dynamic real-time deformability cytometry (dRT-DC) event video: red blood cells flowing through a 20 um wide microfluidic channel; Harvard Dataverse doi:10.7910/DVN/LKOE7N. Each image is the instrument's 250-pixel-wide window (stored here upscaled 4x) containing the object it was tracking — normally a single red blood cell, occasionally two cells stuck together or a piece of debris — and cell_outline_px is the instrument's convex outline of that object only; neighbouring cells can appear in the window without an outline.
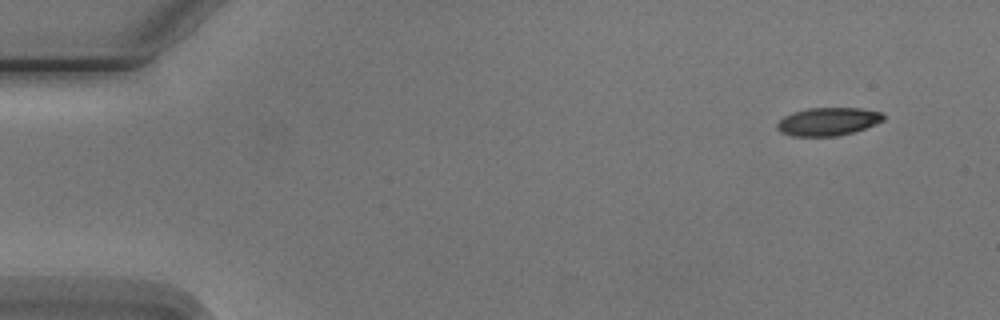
{"species": "Egyptian fruit bat (a non-hibernating species)", "species_latin": "Rousettus aegyptiacus", "temperature_condition": "cold", "stored_images_in_passage": 3, "camera_frame_rate_fps": 3000, "um_per_image_px": 0.085, "animal": {"sex": "male"}, "frame": {"image": 1, "passage_image": 3, "time_ms": 2.667, "image_size_px": [1000, 320], "cell_outline_px": [[884, 120], [876, 124], [840, 136], [792, 136], [780, 132], [776, 128], [776, 124], [784, 116], [792, 112], [808, 108], [860, 108], [880, 112], [884, 116]], "centroid_in_image_um": [70.35, 10.33], "position_along_channel_um": 14.7, "area_um2": 17.4}}